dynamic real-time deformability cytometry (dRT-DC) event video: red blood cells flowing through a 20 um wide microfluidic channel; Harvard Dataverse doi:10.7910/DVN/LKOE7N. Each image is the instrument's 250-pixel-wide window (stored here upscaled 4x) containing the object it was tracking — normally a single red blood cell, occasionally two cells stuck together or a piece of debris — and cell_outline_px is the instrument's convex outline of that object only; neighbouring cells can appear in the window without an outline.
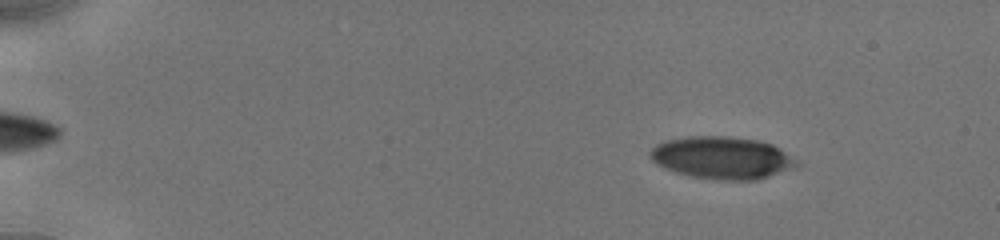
{"species": "human", "species_latin": "Homo sapiens", "temperature_condition": "cold", "stored_images_in_passage": 42, "camera_frame_rate_fps": 3000, "um_per_image_px": 0.085, "donor": {"sex": "male"}, "frame": {"image": 1, "passage_image": 18, "time_ms": 2.667, "image_size_px": [1000, 240], "cell_outline_px": [[800, 164], [792, 168], [756, 180], [724, 180], [692, 176], [676, 172], [656, 164], [652, 160], [648, 152], [656, 144], [664, 140], [688, 136], [728, 136], [760, 140], [772, 144], [780, 148], [796, 160]], "centroid_in_image_um": [61.35, 13.39], "position_along_channel_um": 23.7, "area_um2": 36.07}}
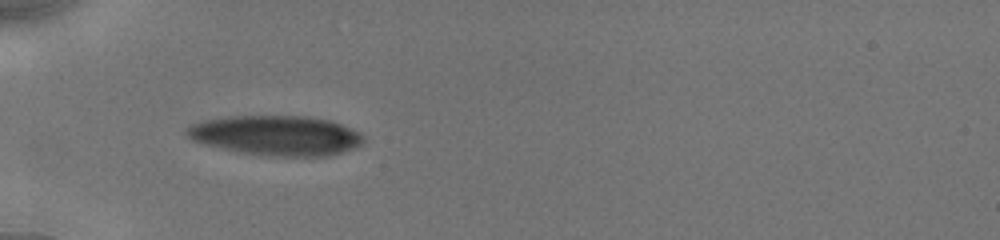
{"frame": {"image": 2, "passage_image": 31, "time_ms": 6.333, "image_size_px": [1000, 240], "cell_outline_px": [[364, 140], [360, 144], [352, 148], [328, 156], [272, 156], [240, 152], [204, 144], [192, 140], [184, 132], [192, 124], [204, 120], [232, 116], [304, 116], [332, 120], [364, 136]], "centroid_in_image_um": [23.45, 11.51], "position_along_channel_um": 61.6, "area_um2": 40.63}}
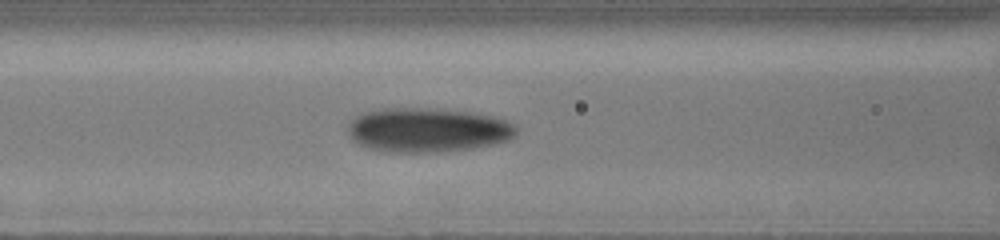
{"frame": {"image": 3, "passage_image": 41, "time_ms": 8.333, "image_size_px": [1000, 240], "cell_outline_px": [[516, 132], [508, 140], [472, 148], [440, 152], [388, 152], [368, 148], [352, 140], [348, 132], [348, 124], [356, 116], [368, 112], [384, 108], [420, 108], [468, 112], [492, 116], [516, 124]], "centroid_in_image_um": [36.32, 11.06], "position_along_channel_um": 130.3, "area_um2": 43.0}}